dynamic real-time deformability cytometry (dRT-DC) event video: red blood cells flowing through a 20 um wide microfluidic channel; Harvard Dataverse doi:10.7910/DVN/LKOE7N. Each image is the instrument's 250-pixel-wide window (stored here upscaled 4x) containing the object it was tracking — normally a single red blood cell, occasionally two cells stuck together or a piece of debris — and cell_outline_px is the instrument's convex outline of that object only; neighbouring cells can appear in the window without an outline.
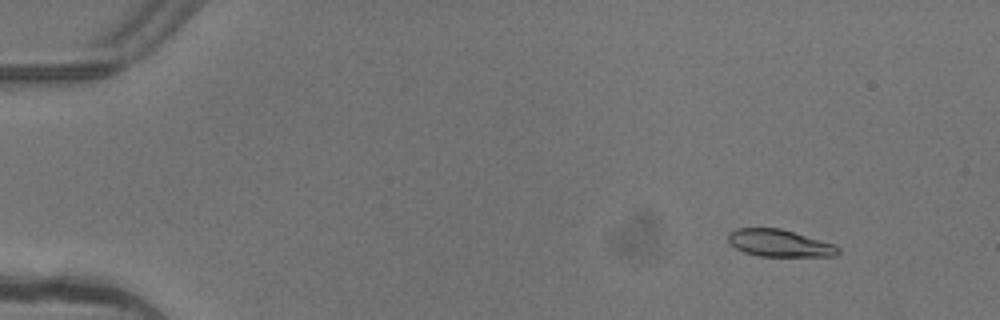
{"species": "common noctule bat (a hibernating species)", "species_latin": "Nyctalus noctula", "temperature_condition": "warm", "stored_images_in_passage": 5, "camera_frame_rate_fps": 3000, "um_per_image_px": 0.085, "animal": {"sex": "female"}, "frame": {"image": 1, "passage_image": 2, "time_ms": 0.333, "image_size_px": [1000, 320], "cell_outline_px": [[840, 252], [836, 256], [760, 256], [744, 252], [736, 248], [728, 240], [728, 232], [736, 228], [780, 228], [836, 244], [840, 248]], "centroid_in_image_um": [66.28, 20.66], "position_along_channel_um": 18.7, "area_um2": 17.46}}
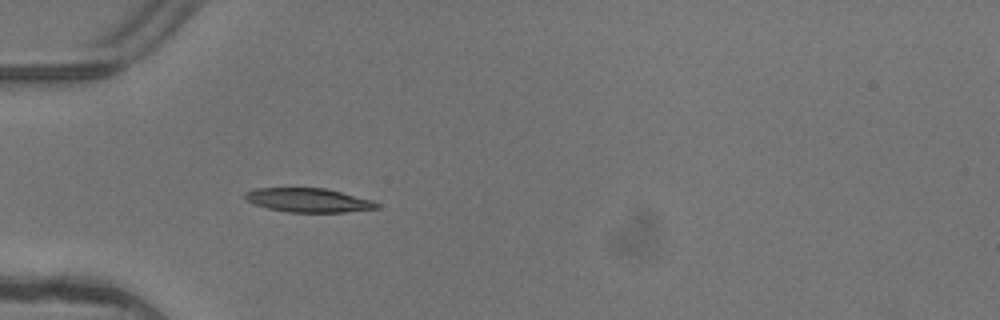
{"frame": {"image": 2, "passage_image": 5, "time_ms": 1.333, "image_size_px": [1000, 320], "cell_outline_px": [[380, 208], [344, 212], [288, 212], [268, 208], [256, 204], [248, 200], [244, 196], [244, 192], [256, 188], [324, 188], [372, 200], [380, 204]], "centroid_in_image_um": [26.23, 17.02], "position_along_channel_um": 58.8, "area_um2": 18.21}}